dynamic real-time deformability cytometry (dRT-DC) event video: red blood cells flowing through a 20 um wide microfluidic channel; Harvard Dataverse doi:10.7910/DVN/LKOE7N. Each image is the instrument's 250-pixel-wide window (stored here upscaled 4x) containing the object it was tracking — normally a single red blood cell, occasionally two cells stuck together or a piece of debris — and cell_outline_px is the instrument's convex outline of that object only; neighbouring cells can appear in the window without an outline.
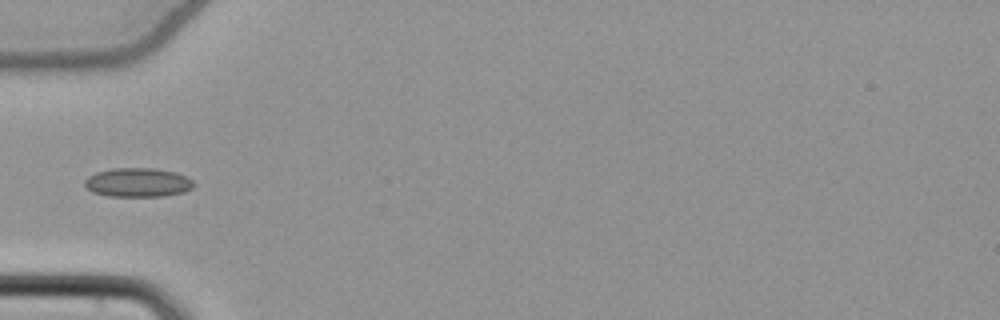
{"species": "common noctule bat (a hibernating species)", "species_latin": "Nyctalus noctula", "temperature_condition": "cold", "stored_images_in_passage": 36, "camera_frame_rate_fps": 3000, "um_per_image_px": 0.085, "animal": {"sex": "female", "body_mass_g": 22.7, "forearm_length_mm": 54.2}, "frame": {"image": 1, "passage_image": 1, "time_ms": 0.0, "image_size_px": [1000, 320], "cell_outline_px": [[196, 184], [192, 188], [184, 192], [164, 196], [108, 196], [92, 192], [84, 184], [84, 180], [88, 176], [96, 172], [112, 168], [156, 168], [176, 172], [192, 180]], "centroid_in_image_um": [11.72, 15.5], "position_along_channel_um": 73.3, "area_um2": 18.55}}
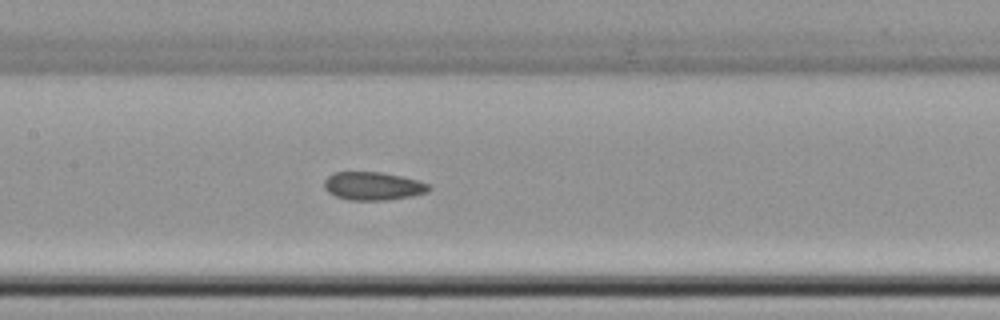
{"frame": {"image": 2, "passage_image": 9, "time_ms": 2.667, "image_size_px": [1000, 320], "cell_outline_px": [[432, 188], [428, 192], [412, 196], [388, 200], [348, 200], [336, 196], [328, 192], [324, 188], [324, 180], [328, 176], [336, 172], [380, 172], [420, 180], [428, 184]], "centroid_in_image_um": [31.72, 15.82], "position_along_channel_um": 175.7, "area_um2": 17.28}}
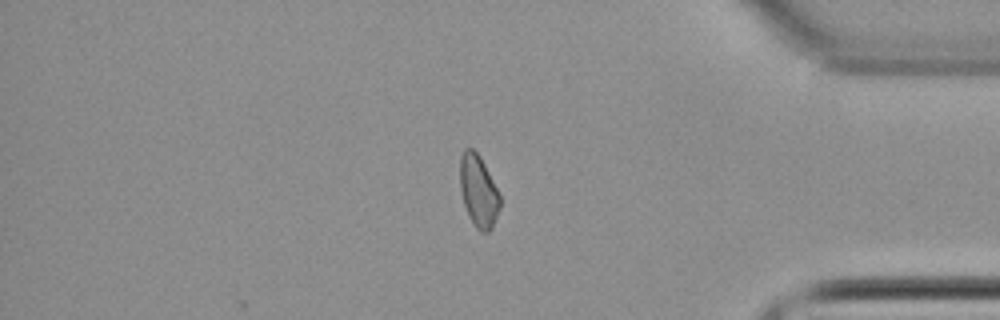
{"frame": {"image": 3, "passage_image": 28, "time_ms": 9.0, "image_size_px": [1000, 320], "cell_outline_px": [[500, 208], [492, 228], [488, 232], [480, 232], [476, 228], [468, 216], [464, 204], [460, 188], [460, 156], [464, 148], [472, 148], [480, 156], [500, 196]], "centroid_in_image_um": [40.65, 16.25], "position_along_channel_um": 394.5, "area_um2": 16.7}, "authors_computed_cell_mechanics": {"area_um2": 17.1955, "velocity_mm_per_s": 3.8581, "shape_relaxation_time_tau1_ms": null, "shape_relaxation_time_tau2_ms": 5.5519, "deformation_change_tau1": null, "deformation_change_tau2": 0.0933}}